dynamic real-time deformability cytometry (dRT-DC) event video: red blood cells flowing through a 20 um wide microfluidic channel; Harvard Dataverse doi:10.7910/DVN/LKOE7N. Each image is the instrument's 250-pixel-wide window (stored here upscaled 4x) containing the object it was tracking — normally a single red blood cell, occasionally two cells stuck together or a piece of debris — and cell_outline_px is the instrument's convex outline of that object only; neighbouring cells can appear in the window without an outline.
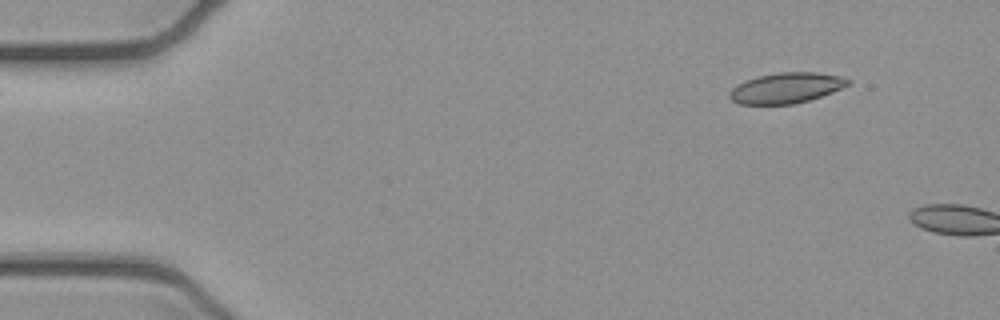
{"species": "common noctule bat (a hibernating species)", "species_latin": "Nyctalus noctula", "temperature_condition": "cold", "stored_images_in_passage": 2, "camera_frame_rate_fps": 3000, "um_per_image_px": 0.085, "animal": {"sex": "female", "body_mass_g": 21.9}, "frame": {"image": 1, "passage_image": 1, "time_ms": 0.0, "image_size_px": [1000, 320], "cell_outline_px": [[852, 84], [832, 92], [808, 100], [792, 104], [740, 104], [732, 100], [728, 96], [728, 92], [736, 84], [744, 80], [756, 76], [776, 72], [816, 72], [840, 76], [852, 80]], "centroid_in_image_um": [66.81, 7.46], "position_along_channel_um": 18.2, "area_um2": 21.27}}